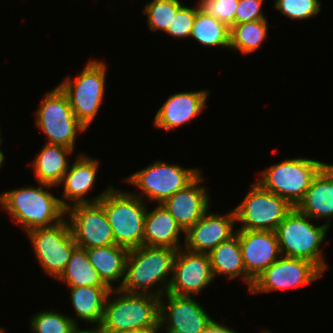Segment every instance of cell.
I'll use <instances>...</instances> for the list:
<instances>
[{"instance_id": "obj_1", "label": "cell", "mask_w": 333, "mask_h": 333, "mask_svg": "<svg viewBox=\"0 0 333 333\" xmlns=\"http://www.w3.org/2000/svg\"><path fill=\"white\" fill-rule=\"evenodd\" d=\"M52 185H26L0 193V208L11 221L27 233L35 228L51 227L66 218L60 198L53 195ZM50 188V189H49Z\"/></svg>"}, {"instance_id": "obj_2", "label": "cell", "mask_w": 333, "mask_h": 333, "mask_svg": "<svg viewBox=\"0 0 333 333\" xmlns=\"http://www.w3.org/2000/svg\"><path fill=\"white\" fill-rule=\"evenodd\" d=\"M176 254L173 248L147 245L129 250L120 289L160 298L170 286Z\"/></svg>"}, {"instance_id": "obj_3", "label": "cell", "mask_w": 333, "mask_h": 333, "mask_svg": "<svg viewBox=\"0 0 333 333\" xmlns=\"http://www.w3.org/2000/svg\"><path fill=\"white\" fill-rule=\"evenodd\" d=\"M311 220L314 221L293 207L275 233L281 256L308 260L324 273L329 265L322 244L330 228L325 223L314 225Z\"/></svg>"}, {"instance_id": "obj_4", "label": "cell", "mask_w": 333, "mask_h": 333, "mask_svg": "<svg viewBox=\"0 0 333 333\" xmlns=\"http://www.w3.org/2000/svg\"><path fill=\"white\" fill-rule=\"evenodd\" d=\"M159 313V297L114 288L107 295L100 326L106 333L160 326Z\"/></svg>"}, {"instance_id": "obj_5", "label": "cell", "mask_w": 333, "mask_h": 333, "mask_svg": "<svg viewBox=\"0 0 333 333\" xmlns=\"http://www.w3.org/2000/svg\"><path fill=\"white\" fill-rule=\"evenodd\" d=\"M113 230L115 244L128 250L143 246L147 204L130 191L111 187L98 201Z\"/></svg>"}, {"instance_id": "obj_6", "label": "cell", "mask_w": 333, "mask_h": 333, "mask_svg": "<svg viewBox=\"0 0 333 333\" xmlns=\"http://www.w3.org/2000/svg\"><path fill=\"white\" fill-rule=\"evenodd\" d=\"M107 67L103 60L90 59L79 75L74 78L67 76L57 84L66 94L75 117L86 129L103 104Z\"/></svg>"}, {"instance_id": "obj_7", "label": "cell", "mask_w": 333, "mask_h": 333, "mask_svg": "<svg viewBox=\"0 0 333 333\" xmlns=\"http://www.w3.org/2000/svg\"><path fill=\"white\" fill-rule=\"evenodd\" d=\"M325 163L302 156L286 158L260 171L257 174L260 179L256 182L296 207L304 198L312 178Z\"/></svg>"}, {"instance_id": "obj_8", "label": "cell", "mask_w": 333, "mask_h": 333, "mask_svg": "<svg viewBox=\"0 0 333 333\" xmlns=\"http://www.w3.org/2000/svg\"><path fill=\"white\" fill-rule=\"evenodd\" d=\"M200 173L201 170L198 167L185 168L159 159L130 174L123 181L137 188L138 193L133 194L144 202L160 204L177 191L185 188ZM144 195L146 196L144 197Z\"/></svg>"}, {"instance_id": "obj_9", "label": "cell", "mask_w": 333, "mask_h": 333, "mask_svg": "<svg viewBox=\"0 0 333 333\" xmlns=\"http://www.w3.org/2000/svg\"><path fill=\"white\" fill-rule=\"evenodd\" d=\"M35 112V124L47 141L75 150L77 135L87 129L77 120L66 94L57 85L44 94Z\"/></svg>"}, {"instance_id": "obj_10", "label": "cell", "mask_w": 333, "mask_h": 333, "mask_svg": "<svg viewBox=\"0 0 333 333\" xmlns=\"http://www.w3.org/2000/svg\"><path fill=\"white\" fill-rule=\"evenodd\" d=\"M237 230L275 231L293 209L286 200L253 182L243 200L233 208Z\"/></svg>"}, {"instance_id": "obj_11", "label": "cell", "mask_w": 333, "mask_h": 333, "mask_svg": "<svg viewBox=\"0 0 333 333\" xmlns=\"http://www.w3.org/2000/svg\"><path fill=\"white\" fill-rule=\"evenodd\" d=\"M26 235L44 273L57 279L77 246L68 220L65 218L54 226L32 229Z\"/></svg>"}, {"instance_id": "obj_12", "label": "cell", "mask_w": 333, "mask_h": 333, "mask_svg": "<svg viewBox=\"0 0 333 333\" xmlns=\"http://www.w3.org/2000/svg\"><path fill=\"white\" fill-rule=\"evenodd\" d=\"M194 297L168 292L160 297L159 322L164 333H207L215 320Z\"/></svg>"}, {"instance_id": "obj_13", "label": "cell", "mask_w": 333, "mask_h": 333, "mask_svg": "<svg viewBox=\"0 0 333 333\" xmlns=\"http://www.w3.org/2000/svg\"><path fill=\"white\" fill-rule=\"evenodd\" d=\"M323 272L312 262L301 258L280 256L263 271L252 284L249 292L261 294L311 285L323 276Z\"/></svg>"}, {"instance_id": "obj_14", "label": "cell", "mask_w": 333, "mask_h": 333, "mask_svg": "<svg viewBox=\"0 0 333 333\" xmlns=\"http://www.w3.org/2000/svg\"><path fill=\"white\" fill-rule=\"evenodd\" d=\"M66 217L78 247L90 249L115 244L113 230L99 202L73 205L66 209Z\"/></svg>"}, {"instance_id": "obj_15", "label": "cell", "mask_w": 333, "mask_h": 333, "mask_svg": "<svg viewBox=\"0 0 333 333\" xmlns=\"http://www.w3.org/2000/svg\"><path fill=\"white\" fill-rule=\"evenodd\" d=\"M215 282L208 254L177 250L168 293L180 296H198Z\"/></svg>"}, {"instance_id": "obj_16", "label": "cell", "mask_w": 333, "mask_h": 333, "mask_svg": "<svg viewBox=\"0 0 333 333\" xmlns=\"http://www.w3.org/2000/svg\"><path fill=\"white\" fill-rule=\"evenodd\" d=\"M225 214L207 211L187 232L184 247L192 252L209 254L221 242L236 234L234 209ZM210 212V213H209Z\"/></svg>"}, {"instance_id": "obj_17", "label": "cell", "mask_w": 333, "mask_h": 333, "mask_svg": "<svg viewBox=\"0 0 333 333\" xmlns=\"http://www.w3.org/2000/svg\"><path fill=\"white\" fill-rule=\"evenodd\" d=\"M77 155L59 185V187L63 186L60 202L65 209L76 204L96 203L112 187L109 185L97 196L90 199L86 198V195L94 188V184H96L100 162L98 159H94L82 152Z\"/></svg>"}, {"instance_id": "obj_18", "label": "cell", "mask_w": 333, "mask_h": 333, "mask_svg": "<svg viewBox=\"0 0 333 333\" xmlns=\"http://www.w3.org/2000/svg\"><path fill=\"white\" fill-rule=\"evenodd\" d=\"M209 90L177 92L169 96L158 108L153 126L166 132L192 122L207 107Z\"/></svg>"}, {"instance_id": "obj_19", "label": "cell", "mask_w": 333, "mask_h": 333, "mask_svg": "<svg viewBox=\"0 0 333 333\" xmlns=\"http://www.w3.org/2000/svg\"><path fill=\"white\" fill-rule=\"evenodd\" d=\"M202 173L162 203L184 232H187L211 207L208 188L202 185L205 180Z\"/></svg>"}, {"instance_id": "obj_20", "label": "cell", "mask_w": 333, "mask_h": 333, "mask_svg": "<svg viewBox=\"0 0 333 333\" xmlns=\"http://www.w3.org/2000/svg\"><path fill=\"white\" fill-rule=\"evenodd\" d=\"M246 273L255 280L280 256L275 231L236 230Z\"/></svg>"}, {"instance_id": "obj_21", "label": "cell", "mask_w": 333, "mask_h": 333, "mask_svg": "<svg viewBox=\"0 0 333 333\" xmlns=\"http://www.w3.org/2000/svg\"><path fill=\"white\" fill-rule=\"evenodd\" d=\"M311 219H325V225L331 227L333 219V164L325 163L314 175L304 198L296 206Z\"/></svg>"}, {"instance_id": "obj_22", "label": "cell", "mask_w": 333, "mask_h": 333, "mask_svg": "<svg viewBox=\"0 0 333 333\" xmlns=\"http://www.w3.org/2000/svg\"><path fill=\"white\" fill-rule=\"evenodd\" d=\"M182 234L184 235L183 244L180 243V235ZM184 243L185 232L162 203L157 204L151 211L147 208L143 245L179 250L184 247Z\"/></svg>"}, {"instance_id": "obj_23", "label": "cell", "mask_w": 333, "mask_h": 333, "mask_svg": "<svg viewBox=\"0 0 333 333\" xmlns=\"http://www.w3.org/2000/svg\"><path fill=\"white\" fill-rule=\"evenodd\" d=\"M74 150L62 145L45 143L40 152L31 160L34 177L38 183L58 187L69 169V155Z\"/></svg>"}, {"instance_id": "obj_24", "label": "cell", "mask_w": 333, "mask_h": 333, "mask_svg": "<svg viewBox=\"0 0 333 333\" xmlns=\"http://www.w3.org/2000/svg\"><path fill=\"white\" fill-rule=\"evenodd\" d=\"M208 255L214 279L219 276L228 280L240 277L248 285V291L251 289L254 280L246 273L237 233L221 242Z\"/></svg>"}, {"instance_id": "obj_25", "label": "cell", "mask_w": 333, "mask_h": 333, "mask_svg": "<svg viewBox=\"0 0 333 333\" xmlns=\"http://www.w3.org/2000/svg\"><path fill=\"white\" fill-rule=\"evenodd\" d=\"M74 316V323L80 326L78 320L92 325H100L103 319L105 301L110 287H68Z\"/></svg>"}, {"instance_id": "obj_26", "label": "cell", "mask_w": 333, "mask_h": 333, "mask_svg": "<svg viewBox=\"0 0 333 333\" xmlns=\"http://www.w3.org/2000/svg\"><path fill=\"white\" fill-rule=\"evenodd\" d=\"M92 267L111 288H120L125 279L126 259L129 250L112 244L105 247L86 249ZM121 280V281H120ZM118 286L114 287V283Z\"/></svg>"}, {"instance_id": "obj_27", "label": "cell", "mask_w": 333, "mask_h": 333, "mask_svg": "<svg viewBox=\"0 0 333 333\" xmlns=\"http://www.w3.org/2000/svg\"><path fill=\"white\" fill-rule=\"evenodd\" d=\"M66 287H109L92 267L86 249L76 246L61 275L56 279Z\"/></svg>"}, {"instance_id": "obj_28", "label": "cell", "mask_w": 333, "mask_h": 333, "mask_svg": "<svg viewBox=\"0 0 333 333\" xmlns=\"http://www.w3.org/2000/svg\"><path fill=\"white\" fill-rule=\"evenodd\" d=\"M268 19L234 24L230 28V50L244 56L256 52L268 36Z\"/></svg>"}, {"instance_id": "obj_29", "label": "cell", "mask_w": 333, "mask_h": 333, "mask_svg": "<svg viewBox=\"0 0 333 333\" xmlns=\"http://www.w3.org/2000/svg\"><path fill=\"white\" fill-rule=\"evenodd\" d=\"M190 38L206 47L228 48L230 46V28L200 9L196 13Z\"/></svg>"}, {"instance_id": "obj_30", "label": "cell", "mask_w": 333, "mask_h": 333, "mask_svg": "<svg viewBox=\"0 0 333 333\" xmlns=\"http://www.w3.org/2000/svg\"><path fill=\"white\" fill-rule=\"evenodd\" d=\"M180 0H151L145 3L143 14L152 32H166L177 11L183 6Z\"/></svg>"}, {"instance_id": "obj_31", "label": "cell", "mask_w": 333, "mask_h": 333, "mask_svg": "<svg viewBox=\"0 0 333 333\" xmlns=\"http://www.w3.org/2000/svg\"><path fill=\"white\" fill-rule=\"evenodd\" d=\"M32 333H73L77 326L70 315L57 310H41L29 320Z\"/></svg>"}, {"instance_id": "obj_32", "label": "cell", "mask_w": 333, "mask_h": 333, "mask_svg": "<svg viewBox=\"0 0 333 333\" xmlns=\"http://www.w3.org/2000/svg\"><path fill=\"white\" fill-rule=\"evenodd\" d=\"M273 8L290 20H307L321 12V0H274Z\"/></svg>"}, {"instance_id": "obj_33", "label": "cell", "mask_w": 333, "mask_h": 333, "mask_svg": "<svg viewBox=\"0 0 333 333\" xmlns=\"http://www.w3.org/2000/svg\"><path fill=\"white\" fill-rule=\"evenodd\" d=\"M239 0H198L199 8L207 15L225 23L229 28L235 24V12Z\"/></svg>"}, {"instance_id": "obj_34", "label": "cell", "mask_w": 333, "mask_h": 333, "mask_svg": "<svg viewBox=\"0 0 333 333\" xmlns=\"http://www.w3.org/2000/svg\"><path fill=\"white\" fill-rule=\"evenodd\" d=\"M199 9L198 3L194 7L183 5L177 11V14L165 33L177 39L183 40L186 39V37L189 38L192 33L196 13Z\"/></svg>"}, {"instance_id": "obj_35", "label": "cell", "mask_w": 333, "mask_h": 333, "mask_svg": "<svg viewBox=\"0 0 333 333\" xmlns=\"http://www.w3.org/2000/svg\"><path fill=\"white\" fill-rule=\"evenodd\" d=\"M264 0H239L235 12V24L267 19L263 13Z\"/></svg>"}, {"instance_id": "obj_36", "label": "cell", "mask_w": 333, "mask_h": 333, "mask_svg": "<svg viewBox=\"0 0 333 333\" xmlns=\"http://www.w3.org/2000/svg\"><path fill=\"white\" fill-rule=\"evenodd\" d=\"M222 323V324H221ZM207 333H238L234 328L229 327L223 322L214 321L207 331Z\"/></svg>"}, {"instance_id": "obj_37", "label": "cell", "mask_w": 333, "mask_h": 333, "mask_svg": "<svg viewBox=\"0 0 333 333\" xmlns=\"http://www.w3.org/2000/svg\"><path fill=\"white\" fill-rule=\"evenodd\" d=\"M73 333H106L100 325H93L91 328L81 329L79 325L75 327Z\"/></svg>"}, {"instance_id": "obj_38", "label": "cell", "mask_w": 333, "mask_h": 333, "mask_svg": "<svg viewBox=\"0 0 333 333\" xmlns=\"http://www.w3.org/2000/svg\"><path fill=\"white\" fill-rule=\"evenodd\" d=\"M161 326H152L147 328H141L132 330L131 333H160Z\"/></svg>"}, {"instance_id": "obj_39", "label": "cell", "mask_w": 333, "mask_h": 333, "mask_svg": "<svg viewBox=\"0 0 333 333\" xmlns=\"http://www.w3.org/2000/svg\"><path fill=\"white\" fill-rule=\"evenodd\" d=\"M0 147H1V146H0ZM5 159H6L5 154H4L3 151H1V148H0V168H1V169H2L3 164H5V163H4V162H5Z\"/></svg>"}, {"instance_id": "obj_40", "label": "cell", "mask_w": 333, "mask_h": 333, "mask_svg": "<svg viewBox=\"0 0 333 333\" xmlns=\"http://www.w3.org/2000/svg\"><path fill=\"white\" fill-rule=\"evenodd\" d=\"M260 333H273V332L266 328V329H262V331Z\"/></svg>"}, {"instance_id": "obj_41", "label": "cell", "mask_w": 333, "mask_h": 333, "mask_svg": "<svg viewBox=\"0 0 333 333\" xmlns=\"http://www.w3.org/2000/svg\"><path fill=\"white\" fill-rule=\"evenodd\" d=\"M1 130H2V129H1V127H0V146H1V144L3 143V142H2L3 139H2V137H1V133H2Z\"/></svg>"}, {"instance_id": "obj_42", "label": "cell", "mask_w": 333, "mask_h": 333, "mask_svg": "<svg viewBox=\"0 0 333 333\" xmlns=\"http://www.w3.org/2000/svg\"><path fill=\"white\" fill-rule=\"evenodd\" d=\"M5 329L2 327L1 328V326H0V333H5V331H4Z\"/></svg>"}, {"instance_id": "obj_43", "label": "cell", "mask_w": 333, "mask_h": 333, "mask_svg": "<svg viewBox=\"0 0 333 333\" xmlns=\"http://www.w3.org/2000/svg\"><path fill=\"white\" fill-rule=\"evenodd\" d=\"M114 333H131V331L114 332Z\"/></svg>"}]
</instances>
